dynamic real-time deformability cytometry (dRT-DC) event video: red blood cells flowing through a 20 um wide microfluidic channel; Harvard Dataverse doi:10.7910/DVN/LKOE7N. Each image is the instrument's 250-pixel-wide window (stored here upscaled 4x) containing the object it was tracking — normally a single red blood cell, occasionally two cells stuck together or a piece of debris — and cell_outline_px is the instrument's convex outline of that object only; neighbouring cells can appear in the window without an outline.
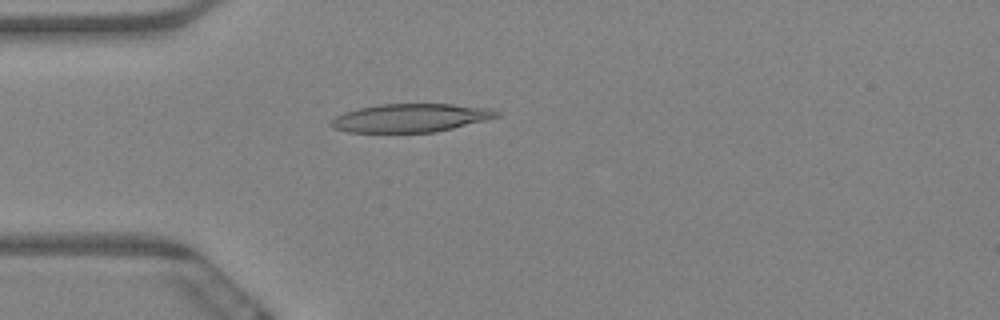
{"species": "Egyptian fruit bat (a non-hibernating species)", "species_latin": "Rousettus aegyptiacus", "temperature_condition": "warm", "stored_images_in_passage": 5, "camera_frame_rate_fps": 3000, "um_per_image_px": 0.085, "animal": {"sex": "female"}, "frame": {"image": 1, "passage_image": 5, "time_ms": 1.333, "image_size_px": [1000, 320], "cell_outline_px": [[500, 116], [488, 120], [436, 132], [348, 132], [332, 128], [328, 124], [336, 116], [344, 112], [360, 108], [380, 104], [452, 104], [492, 108], [500, 112]], "centroid_in_image_um": [34.94, 10.02], "position_along_channel_um": 50.1, "area_um2": 27.51}}